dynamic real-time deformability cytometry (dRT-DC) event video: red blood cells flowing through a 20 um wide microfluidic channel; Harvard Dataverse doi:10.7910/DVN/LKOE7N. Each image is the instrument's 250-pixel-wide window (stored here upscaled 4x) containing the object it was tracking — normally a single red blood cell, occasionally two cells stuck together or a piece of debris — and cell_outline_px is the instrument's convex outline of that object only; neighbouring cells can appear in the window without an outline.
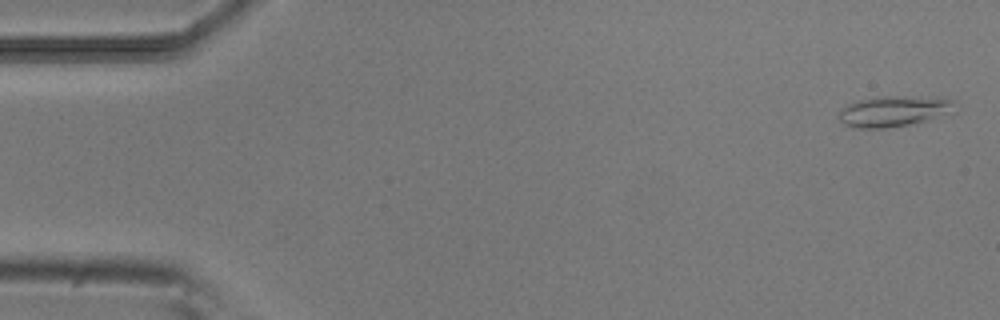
{"species": "common noctule bat (a hibernating species)", "species_latin": "Nyctalus noctula", "temperature_condition": "room temperature", "stored_images_in_passage": 52, "camera_frame_rate_fps": 3000, "um_per_image_px": 0.085, "animal": {"sex": "male", "body_mass_g": 20.5, "forearm_length_mm": 52.5}, "frame": {"image": 1, "passage_image": 2, "time_ms": 0.333, "image_size_px": [1000, 320], "cell_outline_px": [[952, 100], [948, 112], [924, 120], [908, 124], [888, 128], [852, 128], [844, 124], [836, 116], [848, 104], [860, 100], [884, 96], [896, 96]], "centroid_in_image_um": [75.77, 9.48], "position_along_channel_um": 9.2, "area_um2": 19.65}}
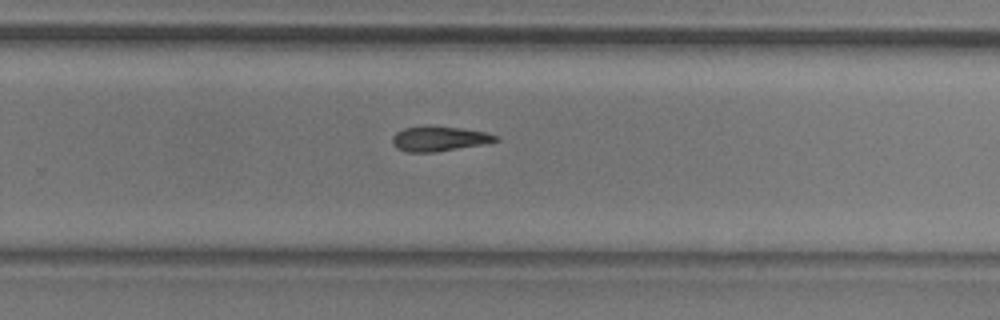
{"frame": {"image": 2, "passage_image": 34, "time_ms": 11.0, "image_size_px": [1000, 320], "cell_outline_px": [[500, 140], [484, 144], [436, 152], [408, 152], [396, 148], [392, 144], [392, 136], [396, 132], [404, 128], [456, 128], [484, 132], [500, 136]], "centroid_in_image_um": [37.34, 11.83], "position_along_channel_um": 292.5, "area_um2": 14.45}}
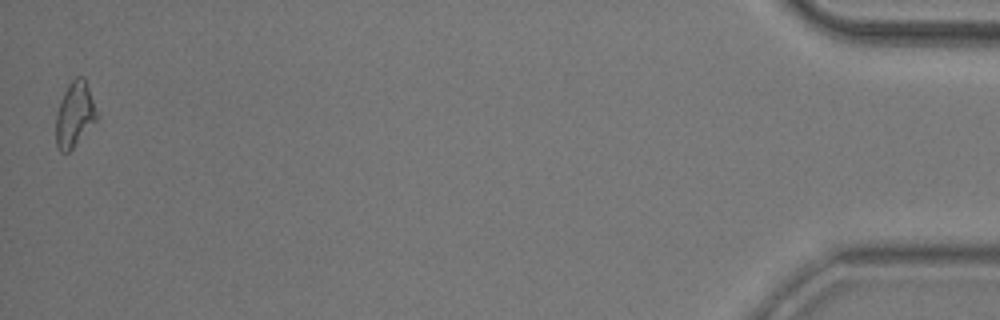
{"frame": {"image": 3, "passage_image": 52, "time_ms": 17.0, "image_size_px": [1000, 320], "cell_outline_px": [[96, 120], [72, 148], [68, 152], [60, 152], [56, 148], [56, 116], [64, 92], [68, 84], [76, 76], [84, 76], [96, 112]], "centroid_in_image_um": [6.31, 9.74], "position_along_channel_um": 428.9, "area_um2": 14.97}, "authors_computed_cell_mechanics": {"area_um2": 15.2881, "velocity_mm_per_s": 3.8556, "shape_relaxation_time_tau1_ms": 7.7775, "shape_relaxation_time_tau2_ms": 11.3114, "deformation_change_tau1": 0.202, "deformation_change_tau2": 0.2758}}